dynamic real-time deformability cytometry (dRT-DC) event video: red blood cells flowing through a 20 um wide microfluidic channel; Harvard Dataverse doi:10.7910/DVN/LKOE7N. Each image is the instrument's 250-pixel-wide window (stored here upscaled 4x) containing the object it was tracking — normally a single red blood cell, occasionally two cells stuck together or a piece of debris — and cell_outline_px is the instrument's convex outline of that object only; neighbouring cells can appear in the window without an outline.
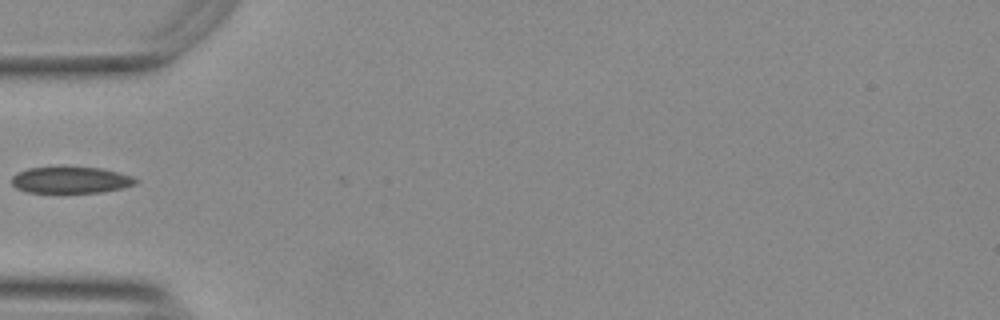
{"species": "Egyptian fruit bat (a non-hibernating species)", "species_latin": "Rousettus aegyptiacus", "temperature_condition": "warm", "stored_images_in_passage": 31, "camera_frame_rate_fps": 3000, "um_per_image_px": 0.085, "animal": {"sex": "female"}, "frame": {"image": 1, "passage_image": 1, "time_ms": 0.0, "image_size_px": [1000, 320], "cell_outline_px": [[140, 180], [136, 184], [120, 188], [100, 192], [28, 192], [16, 188], [12, 184], [12, 176], [28, 168], [60, 164], [100, 168], [132, 176]], "centroid_in_image_um": [5.99, 15.25], "position_along_channel_um": 79.0, "area_um2": 19.65}}
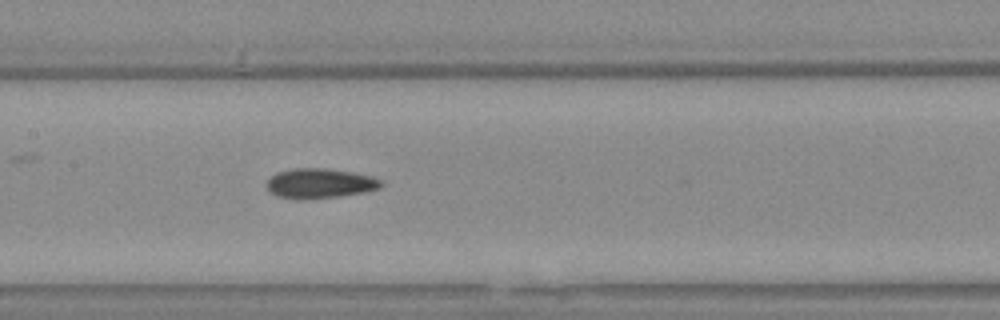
{"frame": {"image": 2, "passage_image": 9, "time_ms": 2.667, "image_size_px": [1000, 320], "cell_outline_px": [[384, 184], [380, 188], [340, 196], [300, 200], [296, 200], [276, 196], [268, 192], [264, 184], [276, 172], [292, 168], [324, 168], [352, 172], [372, 176], [384, 180]], "centroid_in_image_um": [27.13, 15.59], "position_along_channel_um": 180.3, "area_um2": 20.23}}
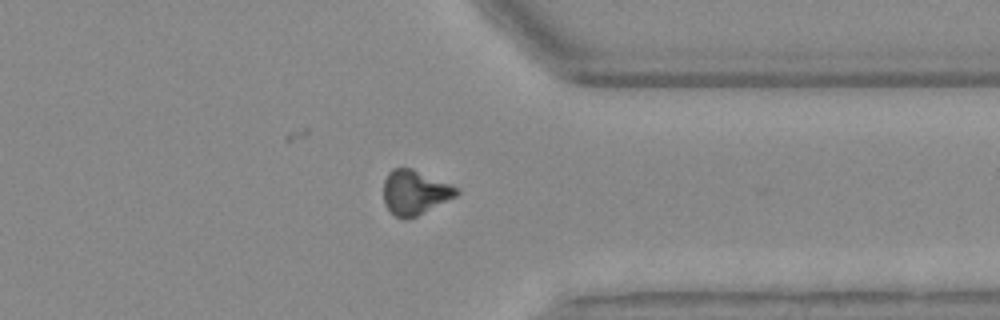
{"frame": {"image": 3, "passage_image": 25, "time_ms": 8.0, "image_size_px": [1000, 320], "cell_outline_px": [[460, 192], [456, 196], [416, 216], [404, 220], [400, 220], [384, 204], [384, 180], [388, 172], [392, 168], [412, 168], [460, 188]], "centroid_in_image_um": [35.25, 16.35], "position_along_channel_um": 376.1, "area_um2": 18.9}}